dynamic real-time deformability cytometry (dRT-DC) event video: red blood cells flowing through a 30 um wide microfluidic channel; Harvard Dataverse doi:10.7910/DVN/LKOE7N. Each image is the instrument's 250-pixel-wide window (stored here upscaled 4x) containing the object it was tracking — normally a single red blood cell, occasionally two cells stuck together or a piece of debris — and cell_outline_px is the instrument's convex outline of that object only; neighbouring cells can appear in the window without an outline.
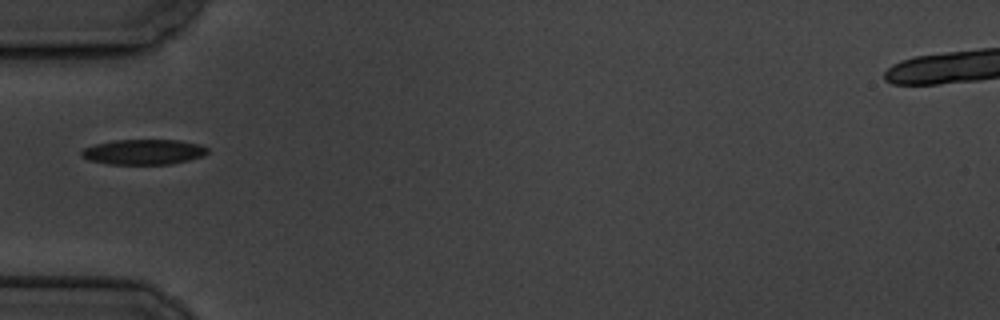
{"species": "common noctule bat (a hibernating species)", "species_latin": "Nyctalus noctula", "temperature_condition": "cold", "stored_images_in_passage": 24, "camera_frame_rate_fps": 3000, "um_per_image_px": 0.085, "animal": {"sex": "male", "body_mass_g": 19.5, "forearm_length_mm": 54.6}, "frame": {"image": 1, "passage_image": 1, "time_ms": 0.0, "image_size_px": [1000, 320], "cell_outline_px": [[208, 152], [204, 156], [172, 164], [108, 164], [88, 160], [80, 156], [80, 152], [84, 148], [92, 144], [116, 140], [180, 140], [200, 144], [208, 148]], "centroid_in_image_um": [12.19, 12.91], "position_along_channel_um": 72.8, "area_um2": 18.73}}
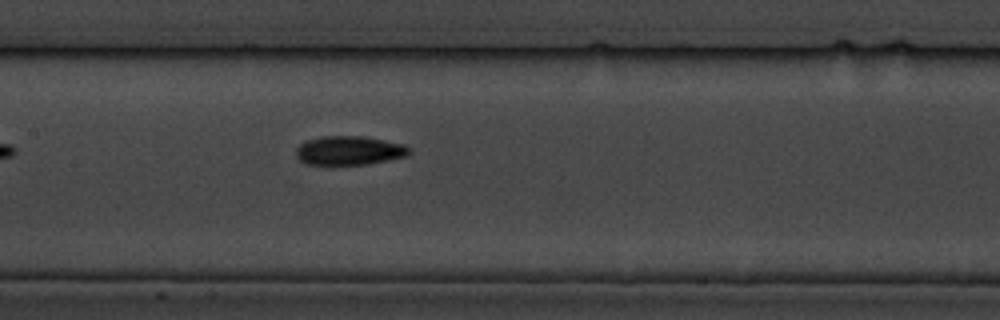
{"frame": {"image": 2, "passage_image": 10, "time_ms": 3.0, "image_size_px": [1000, 320], "cell_outline_px": [[412, 152], [408, 156], [368, 164], [304, 164], [296, 156], [296, 148], [304, 140], [320, 136], [360, 136], [384, 140], [404, 144], [412, 148]], "centroid_in_image_um": [29.7, 12.79], "position_along_channel_um": 177.7, "area_um2": 19.31}}
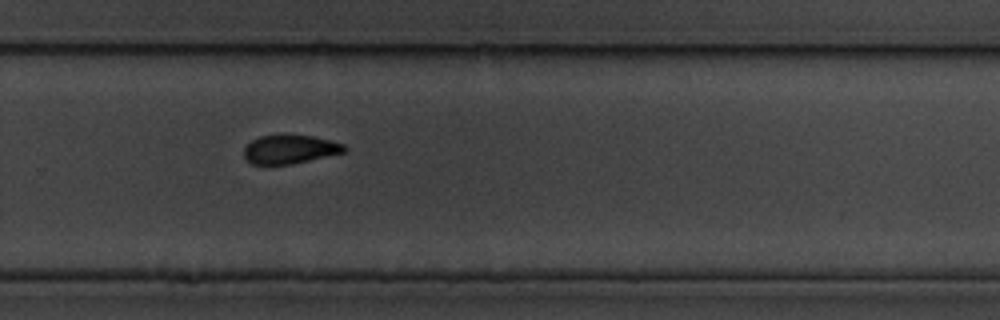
{"frame": {"image": 3, "passage_image": 21, "time_ms": 6.667, "image_size_px": [1000, 320], "cell_outline_px": [[348, 148], [344, 152], [292, 164], [252, 164], [244, 160], [244, 148], [252, 140], [260, 136], [312, 136], [344, 144]], "centroid_in_image_um": [24.62, 12.71], "position_along_channel_um": 305.2, "area_um2": 16.47}}